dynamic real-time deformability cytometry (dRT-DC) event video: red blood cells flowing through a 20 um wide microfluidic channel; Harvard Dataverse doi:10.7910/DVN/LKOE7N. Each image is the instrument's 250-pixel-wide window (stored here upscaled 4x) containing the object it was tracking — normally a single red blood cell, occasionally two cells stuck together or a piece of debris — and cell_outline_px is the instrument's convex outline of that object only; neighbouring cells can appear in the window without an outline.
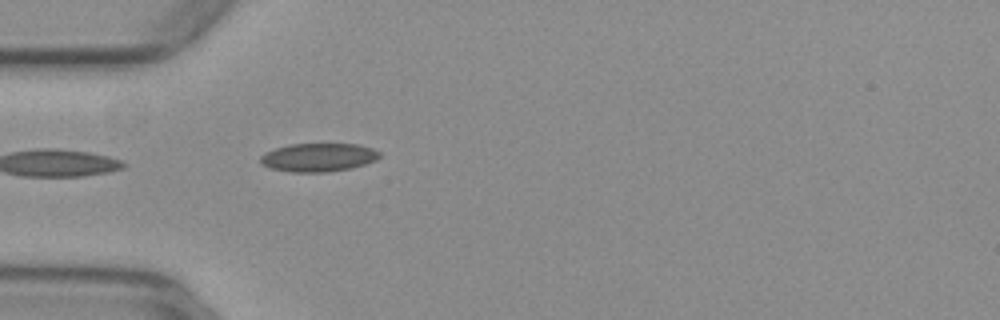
{"species": "common noctule bat (a hibernating species)", "species_latin": "Nyctalus noctula", "temperature_condition": "warm", "stored_images_in_passage": 8, "camera_frame_rate_fps": 3000, "um_per_image_px": 0.085, "animal": {"sex": "female", "body_mass_g": 29.2, "forearm_length_mm": 56.3}, "frame": {"image": 1, "passage_image": 1, "time_ms": 0.0, "image_size_px": [1000, 320], "cell_outline_px": [[380, 156], [376, 160], [352, 168], [328, 172], [292, 172], [272, 168], [264, 164], [260, 160], [260, 156], [264, 152], [288, 144], [356, 144], [372, 148], [380, 152]], "centroid_in_image_um": [27.07, 13.37], "position_along_channel_um": 57.9, "area_um2": 19.65}}